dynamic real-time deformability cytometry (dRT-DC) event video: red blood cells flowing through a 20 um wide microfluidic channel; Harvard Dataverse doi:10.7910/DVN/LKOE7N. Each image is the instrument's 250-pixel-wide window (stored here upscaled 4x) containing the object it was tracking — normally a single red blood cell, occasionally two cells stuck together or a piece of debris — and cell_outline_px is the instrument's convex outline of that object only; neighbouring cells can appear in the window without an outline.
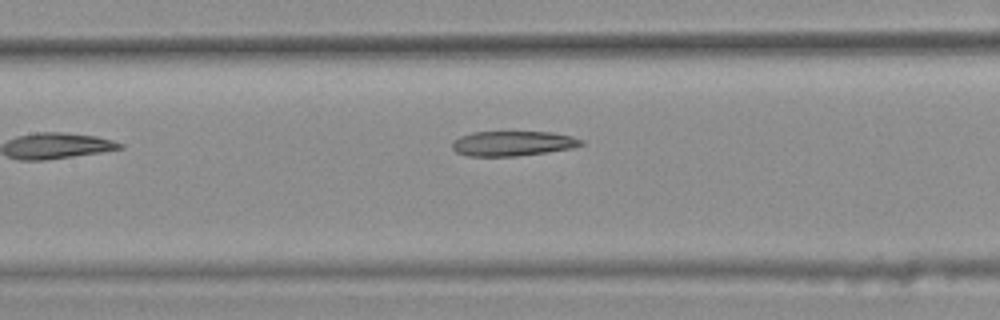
{"species": "common noctule bat (a hibernating species)", "species_latin": "Nyctalus noctula", "temperature_condition": "warm", "stored_images_in_passage": 4, "camera_frame_rate_fps": 3000, "um_per_image_px": 0.085, "animal": {"sex": "female", "body_mass_g": 25.1}, "frame": {"image": 1, "passage_image": 4, "time_ms": 1.0, "image_size_px": [1000, 320], "cell_outline_px": [[584, 144], [572, 148], [548, 152], [516, 156], [468, 156], [456, 152], [452, 148], [452, 140], [460, 136], [472, 132], [552, 132], [572, 136], [584, 140]], "centroid_in_image_um": [43.58, 12.19], "position_along_channel_um": 163.8, "area_um2": 18.84}}